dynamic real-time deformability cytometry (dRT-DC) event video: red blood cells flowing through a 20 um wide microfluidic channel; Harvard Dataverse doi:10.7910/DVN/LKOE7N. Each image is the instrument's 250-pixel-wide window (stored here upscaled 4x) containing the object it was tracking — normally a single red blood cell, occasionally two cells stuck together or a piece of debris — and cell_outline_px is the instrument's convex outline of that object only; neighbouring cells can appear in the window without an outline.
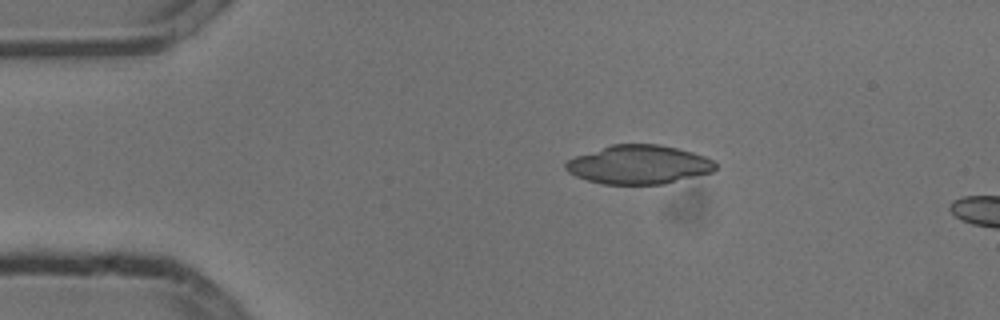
{"species": "common noctule bat (a hibernating species)", "species_latin": "Nyctalus noctula", "temperature_condition": "cold", "stored_images_in_passage": 2, "camera_frame_rate_fps": 3000, "um_per_image_px": 0.085, "animal": {"sex": "male", "body_mass_g": 13.3}, "frame": {"image": 1, "passage_image": 1, "time_ms": 0.0, "image_size_px": [1000, 320], "cell_outline_px": [[716, 168], [712, 172], [664, 184], [604, 184], [588, 180], [576, 176], [568, 172], [564, 168], [564, 164], [568, 160], [576, 156], [612, 144], [660, 144], [692, 152], [704, 156], [712, 160], [716, 164]], "centroid_in_image_um": [54.29, 13.99], "position_along_channel_um": 30.7, "area_um2": 33.7}}